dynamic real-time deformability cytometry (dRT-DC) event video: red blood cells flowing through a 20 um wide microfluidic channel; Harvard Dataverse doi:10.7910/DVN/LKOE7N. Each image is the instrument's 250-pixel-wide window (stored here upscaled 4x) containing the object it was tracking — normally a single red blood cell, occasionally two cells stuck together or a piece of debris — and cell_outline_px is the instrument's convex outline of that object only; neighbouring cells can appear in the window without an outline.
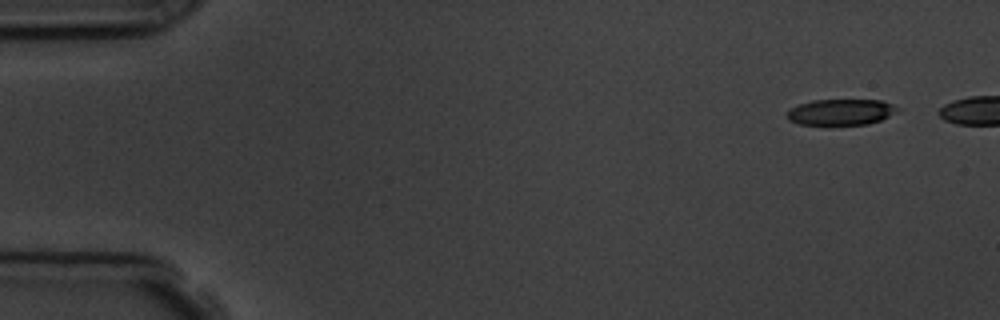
{"species": "common noctule bat (a hibernating species)", "species_latin": "Nyctalus noctula", "temperature_condition": "room temperature", "stored_images_in_passage": 9, "camera_frame_rate_fps": 3000, "um_per_image_px": 0.085, "animal": {"sex": "male", "body_mass_g": 19.5, "forearm_length_mm": 54.6}, "frame": {"image": 1, "passage_image": 1, "time_ms": 0.0, "image_size_px": [1000, 320], "cell_outline_px": [[900, 108], [896, 112], [880, 120], [868, 124], [832, 128], [800, 124], [788, 120], [784, 116], [788, 108], [812, 100], [880, 100], [892, 104]], "centroid_in_image_um": [71.39, 9.58], "position_along_channel_um": 13.6, "area_um2": 17.69}}